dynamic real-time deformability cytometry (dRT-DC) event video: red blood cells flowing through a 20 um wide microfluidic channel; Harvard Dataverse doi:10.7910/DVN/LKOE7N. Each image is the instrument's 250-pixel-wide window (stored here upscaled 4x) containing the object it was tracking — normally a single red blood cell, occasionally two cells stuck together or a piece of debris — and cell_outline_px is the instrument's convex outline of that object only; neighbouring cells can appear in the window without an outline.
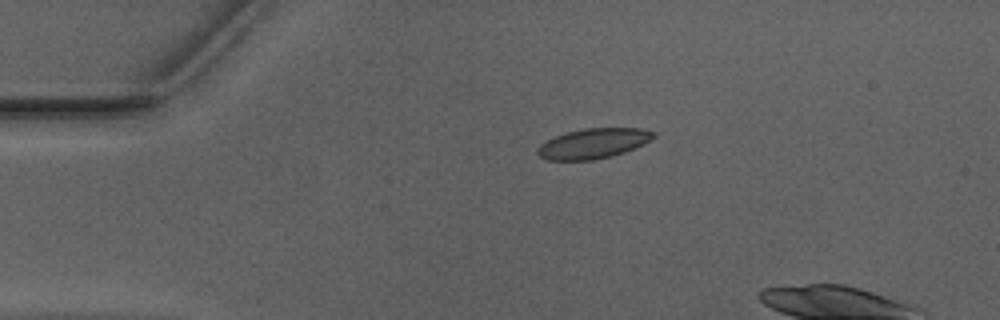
{"species": "Egyptian fruit bat (a non-hibernating species)", "species_latin": "Rousettus aegyptiacus", "temperature_condition": "warm", "stored_images_in_passage": 5, "camera_frame_rate_fps": 3000, "um_per_image_px": 0.085, "animal": {"sex": "male"}, "frame": {"image": 1, "passage_image": 1, "time_ms": 0.0, "image_size_px": [1000, 320], "cell_outline_px": [[656, 136], [644, 144], [624, 152], [612, 156], [592, 160], [548, 160], [540, 156], [536, 152], [536, 148], [540, 144], [556, 136], [568, 132], [584, 128], [640, 128], [656, 132]], "centroid_in_image_um": [50.44, 12.19], "position_along_channel_um": 34.6, "area_um2": 20.29}}